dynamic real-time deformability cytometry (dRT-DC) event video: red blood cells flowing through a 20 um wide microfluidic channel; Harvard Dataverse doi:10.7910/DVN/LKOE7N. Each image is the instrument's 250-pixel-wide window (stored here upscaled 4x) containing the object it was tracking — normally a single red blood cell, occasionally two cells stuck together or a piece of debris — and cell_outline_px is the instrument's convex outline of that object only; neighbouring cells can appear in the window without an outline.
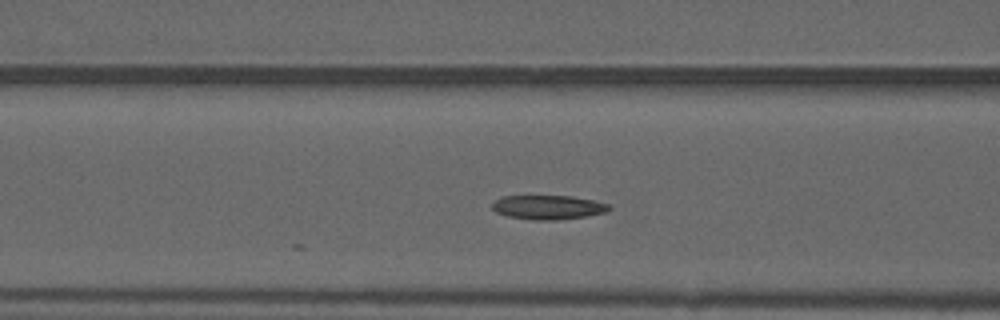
{"species": "common noctule bat (a hibernating species)", "species_latin": "Nyctalus noctula", "temperature_condition": "warm", "stored_images_in_passage": 20, "camera_frame_rate_fps": 3000, "um_per_image_px": 0.085, "animal": {"sex": "male", "forearm_length_mm": 52.5}, "frame": {"image": 1, "passage_image": 15, "time_ms": 4.667, "image_size_px": [1000, 320], "cell_outline_px": [[612, 208], [608, 212], [588, 216], [556, 220], [532, 220], [508, 216], [496, 212], [492, 208], [492, 204], [496, 200], [504, 196], [572, 196], [612, 204]], "centroid_in_image_um": [46.66, 17.62], "position_along_channel_um": 119.9, "area_um2": 16.59}}